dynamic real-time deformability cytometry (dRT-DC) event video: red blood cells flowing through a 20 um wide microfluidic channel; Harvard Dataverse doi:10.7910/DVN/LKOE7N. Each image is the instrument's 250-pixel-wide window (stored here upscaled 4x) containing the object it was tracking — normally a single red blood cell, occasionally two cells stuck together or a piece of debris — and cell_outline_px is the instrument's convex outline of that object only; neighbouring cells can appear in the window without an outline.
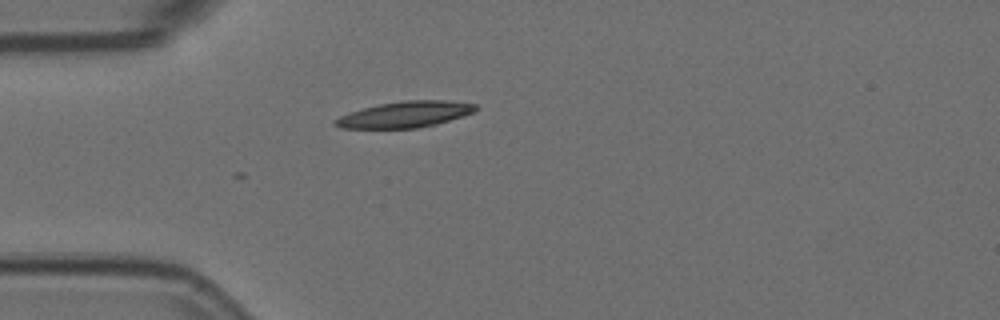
{"species": "Egyptian fruit bat (a non-hibernating species)", "species_latin": "Rousettus aegyptiacus", "temperature_condition": "room temperature", "stored_images_in_passage": 2, "camera_frame_rate_fps": 3000, "um_per_image_px": 0.085, "animal": {"sex": "female"}, "frame": {"image": 1, "passage_image": 1, "time_ms": 0.0, "image_size_px": [1000, 320], "cell_outline_px": [[480, 108], [464, 116], [436, 124], [416, 128], [340, 128], [332, 124], [332, 120], [340, 116], [364, 108], [380, 104], [404, 100], [444, 100], [476, 104]], "centroid_in_image_um": [34.44, 9.73], "position_along_channel_um": 50.6, "area_um2": 21.27}}